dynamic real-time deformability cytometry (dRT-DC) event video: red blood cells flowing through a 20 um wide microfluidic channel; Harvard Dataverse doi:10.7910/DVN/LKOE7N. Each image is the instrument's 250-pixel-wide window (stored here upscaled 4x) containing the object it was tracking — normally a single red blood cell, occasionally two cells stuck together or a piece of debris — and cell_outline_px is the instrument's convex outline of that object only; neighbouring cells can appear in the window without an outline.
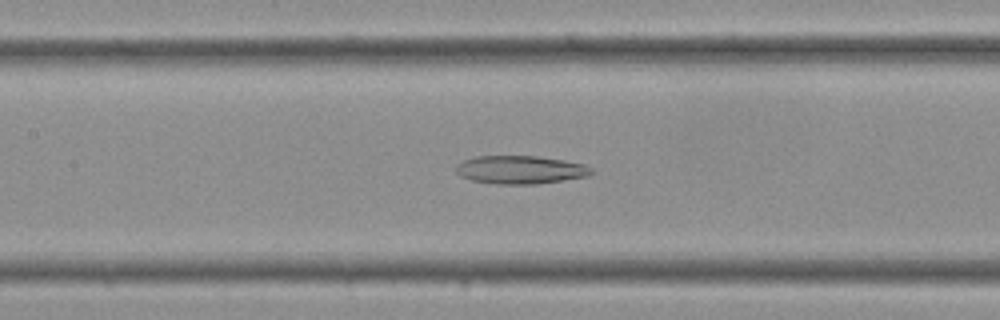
{"species": "Egyptian fruit bat (a non-hibernating species)", "species_latin": "Rousettus aegyptiacus", "temperature_condition": "cold", "stored_images_in_passage": 36, "camera_frame_rate_fps": 3000, "um_per_image_px": 0.085, "frame": {"image": 1, "passage_image": 16, "time_ms": 5.0, "image_size_px": [1000, 320], "cell_outline_px": [[596, 172], [588, 176], [564, 180], [536, 184], [496, 184], [472, 180], [460, 176], [456, 172], [456, 164], [464, 160], [476, 156], [536, 156], [564, 160], [584, 164], [592, 168]], "centroid_in_image_um": [44.25, 14.43], "position_along_channel_um": 163.1, "area_um2": 22.37}}
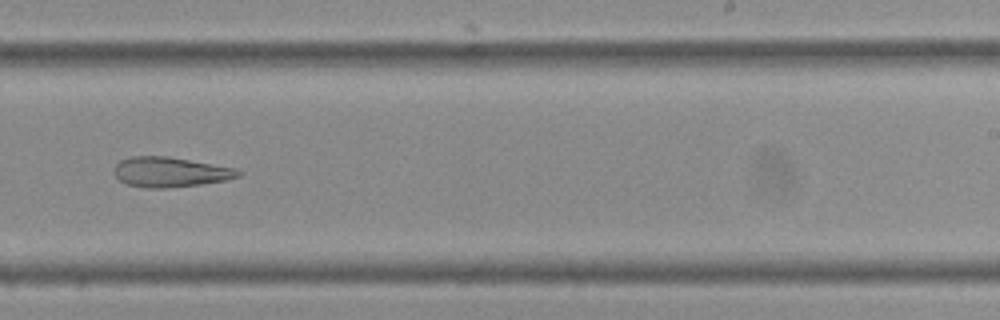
{"frame": {"image": 2, "passage_image": 22, "time_ms": 7.0, "image_size_px": [1000, 320], "cell_outline_px": [[244, 172], [240, 176], [228, 180], [200, 184], [168, 188], [148, 188], [128, 184], [120, 180], [112, 172], [116, 164], [120, 160], [132, 156], [168, 156], [236, 168]], "centroid_in_image_um": [14.49, 14.62], "position_along_channel_um": 274.5, "area_um2": 21.79}}
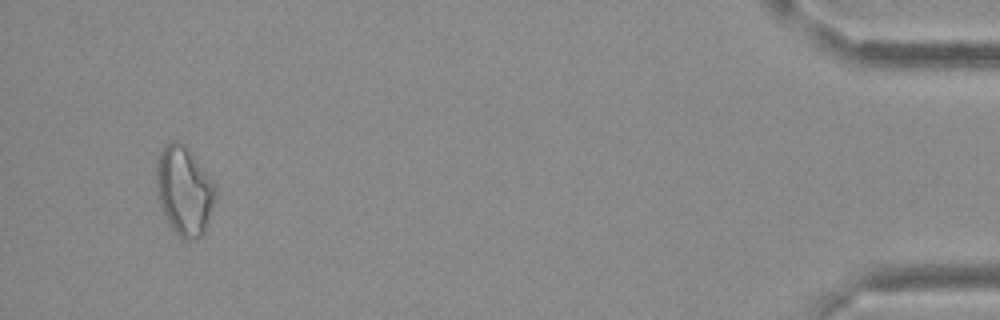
{"frame": {"image": 3, "passage_image": 34, "time_ms": 11.0, "image_size_px": [1000, 320], "cell_outline_px": [[216, 196], [204, 232], [200, 236], [188, 240], [184, 240], [172, 228], [164, 216], [160, 204], [156, 184], [156, 164], [160, 152], [164, 144], [172, 140], [176, 140], [184, 144], [192, 152], [216, 184]], "centroid_in_image_um": [15.66, 16.16], "position_along_channel_um": 419.5, "area_um2": 30.69}}